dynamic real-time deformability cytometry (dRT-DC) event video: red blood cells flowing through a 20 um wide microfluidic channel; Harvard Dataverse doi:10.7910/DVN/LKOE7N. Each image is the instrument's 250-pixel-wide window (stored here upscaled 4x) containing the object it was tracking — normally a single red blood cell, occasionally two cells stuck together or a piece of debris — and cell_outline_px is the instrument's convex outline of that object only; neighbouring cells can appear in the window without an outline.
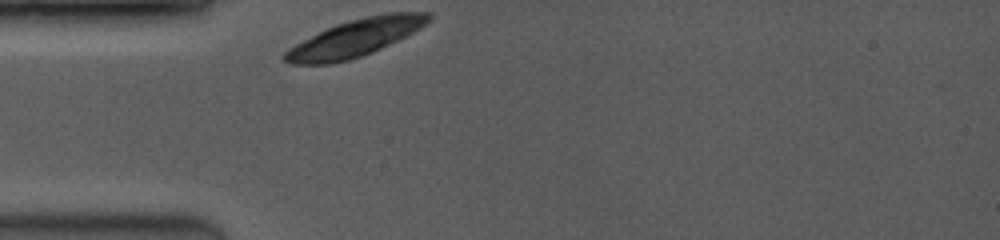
{"species": "common noctule bat (a hibernating species)", "species_latin": "Nyctalus noctula", "temperature_condition": "room temperature", "stored_images_in_passage": 1, "camera_frame_rate_fps": 3500, "um_per_image_px": 0.085, "animal": {"sex": "female", "body_mass_g": 19.0, "forearm_length_mm": 53.3}, "frame": {"image": 1, "passage_image": 1, "time_ms": 0.0, "image_size_px": [1000, 240], "cell_outline_px": [[432, 20], [420, 28], [372, 52], [348, 60], [328, 64], [292, 64], [284, 60], [280, 56], [288, 48], [336, 24], [348, 20], [364, 16], [388, 12], [432, 12]], "centroid_in_image_um": [30.21, 3.21], "position_along_channel_um": 54.8, "area_um2": 30.81}}